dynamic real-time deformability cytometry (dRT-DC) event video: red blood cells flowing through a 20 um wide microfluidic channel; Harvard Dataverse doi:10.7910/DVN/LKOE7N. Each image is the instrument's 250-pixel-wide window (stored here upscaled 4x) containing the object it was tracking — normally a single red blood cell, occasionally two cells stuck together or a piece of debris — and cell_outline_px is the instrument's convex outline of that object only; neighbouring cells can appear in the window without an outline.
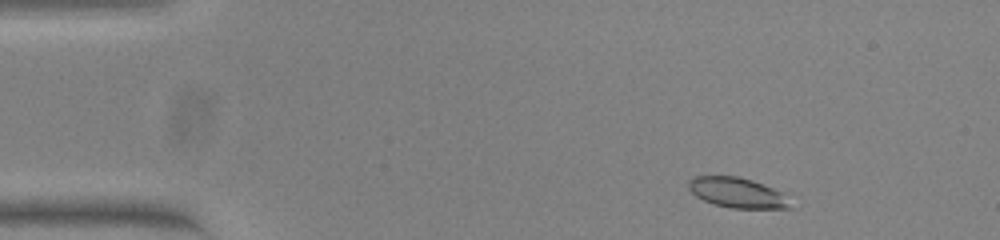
{"species": "common noctule bat (a hibernating species)", "species_latin": "Nyctalus noctula", "temperature_condition": "warm", "stored_images_in_passage": 50, "camera_frame_rate_fps": 3000, "um_per_image_px": 0.085, "animal": {"sex": "female", "body_mass_g": 23.0, "forearm_length_mm": 53.4}, "frame": {"image": 1, "passage_image": 3, "time_ms": 0.667, "image_size_px": [1000, 240], "cell_outline_px": [[796, 208], [732, 208], [716, 204], [704, 200], [696, 196], [688, 188], [688, 180], [696, 176], [736, 176], [752, 180], [784, 192]], "centroid_in_image_um": [62.73, 16.38], "position_along_channel_um": 22.3, "area_um2": 17.98}}
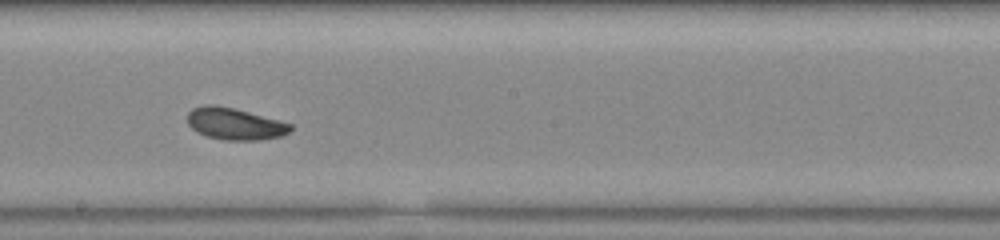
{"frame": {"image": 2, "passage_image": 26, "time_ms": 8.333, "image_size_px": [1000, 240], "cell_outline_px": [[292, 128], [288, 132], [280, 136], [260, 140], [224, 140], [208, 136], [196, 132], [188, 124], [188, 112], [192, 108], [204, 104], [216, 104], [248, 112], [292, 124]], "centroid_in_image_um": [19.91, 10.52], "position_along_channel_um": 228.3, "area_um2": 18.96}}
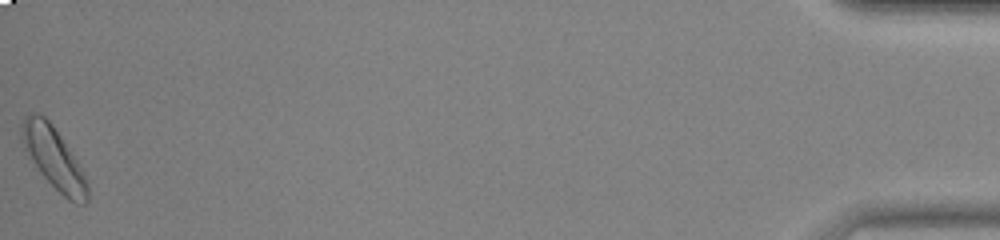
{"frame": {"image": 3, "passage_image": 50, "time_ms": 16.333, "image_size_px": [1000, 240], "cell_outline_px": [[88, 200], [84, 204], [76, 204], [68, 200], [40, 172], [28, 152], [20, 136], [20, 124], [32, 112], [36, 112], [44, 116], [52, 124], [76, 160], [88, 184]], "centroid_in_image_um": [4.57, 13.43], "position_along_channel_um": 430.6, "area_um2": 22.77}}